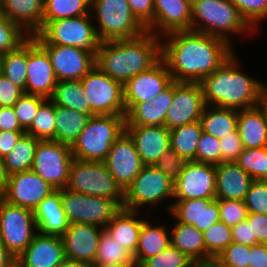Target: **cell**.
Here are the masks:
<instances>
[{"label":"cell","instance_id":"obj_1","mask_svg":"<svg viewBox=\"0 0 267 267\" xmlns=\"http://www.w3.org/2000/svg\"><path fill=\"white\" fill-rule=\"evenodd\" d=\"M164 37L161 58L177 82L200 83L234 52L226 40L192 30Z\"/></svg>","mask_w":267,"mask_h":267},{"label":"cell","instance_id":"obj_2","mask_svg":"<svg viewBox=\"0 0 267 267\" xmlns=\"http://www.w3.org/2000/svg\"><path fill=\"white\" fill-rule=\"evenodd\" d=\"M146 31L132 39L101 42L95 65L106 75L125 84L161 59V39Z\"/></svg>","mask_w":267,"mask_h":267},{"label":"cell","instance_id":"obj_3","mask_svg":"<svg viewBox=\"0 0 267 267\" xmlns=\"http://www.w3.org/2000/svg\"><path fill=\"white\" fill-rule=\"evenodd\" d=\"M234 52L201 82L205 105L236 110L259 105L262 83L239 69Z\"/></svg>","mask_w":267,"mask_h":267},{"label":"cell","instance_id":"obj_4","mask_svg":"<svg viewBox=\"0 0 267 267\" xmlns=\"http://www.w3.org/2000/svg\"><path fill=\"white\" fill-rule=\"evenodd\" d=\"M191 7L192 31L222 38L231 45L232 34L255 33L229 0H191Z\"/></svg>","mask_w":267,"mask_h":267},{"label":"cell","instance_id":"obj_5","mask_svg":"<svg viewBox=\"0 0 267 267\" xmlns=\"http://www.w3.org/2000/svg\"><path fill=\"white\" fill-rule=\"evenodd\" d=\"M126 115H95L71 146L74 159L104 162L112 144L125 132Z\"/></svg>","mask_w":267,"mask_h":267},{"label":"cell","instance_id":"obj_6","mask_svg":"<svg viewBox=\"0 0 267 267\" xmlns=\"http://www.w3.org/2000/svg\"><path fill=\"white\" fill-rule=\"evenodd\" d=\"M92 15H82L54 21H43L42 29L33 37L39 44L73 46L97 57L101 40L92 21ZM91 20V21H90Z\"/></svg>","mask_w":267,"mask_h":267},{"label":"cell","instance_id":"obj_7","mask_svg":"<svg viewBox=\"0 0 267 267\" xmlns=\"http://www.w3.org/2000/svg\"><path fill=\"white\" fill-rule=\"evenodd\" d=\"M91 11L99 23L96 32L101 42L132 39L147 31L133 15L127 0H91Z\"/></svg>","mask_w":267,"mask_h":267},{"label":"cell","instance_id":"obj_8","mask_svg":"<svg viewBox=\"0 0 267 267\" xmlns=\"http://www.w3.org/2000/svg\"><path fill=\"white\" fill-rule=\"evenodd\" d=\"M66 189L75 193L106 197L123 207L124 190L104 162L73 159Z\"/></svg>","mask_w":267,"mask_h":267},{"label":"cell","instance_id":"obj_9","mask_svg":"<svg viewBox=\"0 0 267 267\" xmlns=\"http://www.w3.org/2000/svg\"><path fill=\"white\" fill-rule=\"evenodd\" d=\"M173 184L154 165H144L140 173L124 191V209L140 212L145 205H158L163 199H173Z\"/></svg>","mask_w":267,"mask_h":267},{"label":"cell","instance_id":"obj_10","mask_svg":"<svg viewBox=\"0 0 267 267\" xmlns=\"http://www.w3.org/2000/svg\"><path fill=\"white\" fill-rule=\"evenodd\" d=\"M61 202L70 224L86 223L103 228L122 208L112 199L75 193L66 188L61 189Z\"/></svg>","mask_w":267,"mask_h":267},{"label":"cell","instance_id":"obj_11","mask_svg":"<svg viewBox=\"0 0 267 267\" xmlns=\"http://www.w3.org/2000/svg\"><path fill=\"white\" fill-rule=\"evenodd\" d=\"M80 81L95 115H126L122 83L96 65Z\"/></svg>","mask_w":267,"mask_h":267},{"label":"cell","instance_id":"obj_12","mask_svg":"<svg viewBox=\"0 0 267 267\" xmlns=\"http://www.w3.org/2000/svg\"><path fill=\"white\" fill-rule=\"evenodd\" d=\"M37 232L32 210L3 199L0 201V240L15 258L32 242Z\"/></svg>","mask_w":267,"mask_h":267},{"label":"cell","instance_id":"obj_13","mask_svg":"<svg viewBox=\"0 0 267 267\" xmlns=\"http://www.w3.org/2000/svg\"><path fill=\"white\" fill-rule=\"evenodd\" d=\"M71 146L54 140H40L31 170L58 189L66 188L73 161Z\"/></svg>","mask_w":267,"mask_h":267},{"label":"cell","instance_id":"obj_14","mask_svg":"<svg viewBox=\"0 0 267 267\" xmlns=\"http://www.w3.org/2000/svg\"><path fill=\"white\" fill-rule=\"evenodd\" d=\"M173 199H216V165L186 161L174 181Z\"/></svg>","mask_w":267,"mask_h":267},{"label":"cell","instance_id":"obj_15","mask_svg":"<svg viewBox=\"0 0 267 267\" xmlns=\"http://www.w3.org/2000/svg\"><path fill=\"white\" fill-rule=\"evenodd\" d=\"M173 82L172 75L161 58L153 67L123 84L126 114L137 104L152 101Z\"/></svg>","mask_w":267,"mask_h":267},{"label":"cell","instance_id":"obj_16","mask_svg":"<svg viewBox=\"0 0 267 267\" xmlns=\"http://www.w3.org/2000/svg\"><path fill=\"white\" fill-rule=\"evenodd\" d=\"M205 107L200 83L174 81V96L167 110L165 127L172 130L200 120Z\"/></svg>","mask_w":267,"mask_h":267},{"label":"cell","instance_id":"obj_17","mask_svg":"<svg viewBox=\"0 0 267 267\" xmlns=\"http://www.w3.org/2000/svg\"><path fill=\"white\" fill-rule=\"evenodd\" d=\"M56 190L32 170L16 172L8 175L3 200L34 212L39 203Z\"/></svg>","mask_w":267,"mask_h":267},{"label":"cell","instance_id":"obj_18","mask_svg":"<svg viewBox=\"0 0 267 267\" xmlns=\"http://www.w3.org/2000/svg\"><path fill=\"white\" fill-rule=\"evenodd\" d=\"M57 82L47 51L30 36L27 39L26 93L49 99Z\"/></svg>","mask_w":267,"mask_h":267},{"label":"cell","instance_id":"obj_19","mask_svg":"<svg viewBox=\"0 0 267 267\" xmlns=\"http://www.w3.org/2000/svg\"><path fill=\"white\" fill-rule=\"evenodd\" d=\"M40 45L47 51L58 81L81 80L95 66L96 59L77 47Z\"/></svg>","mask_w":267,"mask_h":267},{"label":"cell","instance_id":"obj_20","mask_svg":"<svg viewBox=\"0 0 267 267\" xmlns=\"http://www.w3.org/2000/svg\"><path fill=\"white\" fill-rule=\"evenodd\" d=\"M104 163L124 191L144 166L133 140L126 132L112 144Z\"/></svg>","mask_w":267,"mask_h":267},{"label":"cell","instance_id":"obj_21","mask_svg":"<svg viewBox=\"0 0 267 267\" xmlns=\"http://www.w3.org/2000/svg\"><path fill=\"white\" fill-rule=\"evenodd\" d=\"M104 228L86 223H73L61 236L64 244L65 258L94 264L99 239Z\"/></svg>","mask_w":267,"mask_h":267},{"label":"cell","instance_id":"obj_22","mask_svg":"<svg viewBox=\"0 0 267 267\" xmlns=\"http://www.w3.org/2000/svg\"><path fill=\"white\" fill-rule=\"evenodd\" d=\"M153 4L154 21L148 32L161 37L159 35L191 30V0H153Z\"/></svg>","mask_w":267,"mask_h":267},{"label":"cell","instance_id":"obj_23","mask_svg":"<svg viewBox=\"0 0 267 267\" xmlns=\"http://www.w3.org/2000/svg\"><path fill=\"white\" fill-rule=\"evenodd\" d=\"M64 259L62 237L37 232L16 262L21 267H57Z\"/></svg>","mask_w":267,"mask_h":267},{"label":"cell","instance_id":"obj_24","mask_svg":"<svg viewBox=\"0 0 267 267\" xmlns=\"http://www.w3.org/2000/svg\"><path fill=\"white\" fill-rule=\"evenodd\" d=\"M144 165H154L170 148V131L165 126H125Z\"/></svg>","mask_w":267,"mask_h":267},{"label":"cell","instance_id":"obj_25","mask_svg":"<svg viewBox=\"0 0 267 267\" xmlns=\"http://www.w3.org/2000/svg\"><path fill=\"white\" fill-rule=\"evenodd\" d=\"M168 210L174 220L195 226L201 232L220 221L218 199L176 200Z\"/></svg>","mask_w":267,"mask_h":267},{"label":"cell","instance_id":"obj_26","mask_svg":"<svg viewBox=\"0 0 267 267\" xmlns=\"http://www.w3.org/2000/svg\"><path fill=\"white\" fill-rule=\"evenodd\" d=\"M0 11L29 36L42 29L44 0H0Z\"/></svg>","mask_w":267,"mask_h":267},{"label":"cell","instance_id":"obj_27","mask_svg":"<svg viewBox=\"0 0 267 267\" xmlns=\"http://www.w3.org/2000/svg\"><path fill=\"white\" fill-rule=\"evenodd\" d=\"M252 181L236 162H222L216 165V199L244 201Z\"/></svg>","mask_w":267,"mask_h":267},{"label":"cell","instance_id":"obj_28","mask_svg":"<svg viewBox=\"0 0 267 267\" xmlns=\"http://www.w3.org/2000/svg\"><path fill=\"white\" fill-rule=\"evenodd\" d=\"M37 231L46 235L62 236L69 221L61 202V189L43 199L34 210Z\"/></svg>","mask_w":267,"mask_h":267},{"label":"cell","instance_id":"obj_29","mask_svg":"<svg viewBox=\"0 0 267 267\" xmlns=\"http://www.w3.org/2000/svg\"><path fill=\"white\" fill-rule=\"evenodd\" d=\"M237 130L244 148L267 147V117L259 105L239 110Z\"/></svg>","mask_w":267,"mask_h":267},{"label":"cell","instance_id":"obj_30","mask_svg":"<svg viewBox=\"0 0 267 267\" xmlns=\"http://www.w3.org/2000/svg\"><path fill=\"white\" fill-rule=\"evenodd\" d=\"M138 211L121 208L104 230L133 255L137 250L142 224L145 219L137 218Z\"/></svg>","mask_w":267,"mask_h":267},{"label":"cell","instance_id":"obj_31","mask_svg":"<svg viewBox=\"0 0 267 267\" xmlns=\"http://www.w3.org/2000/svg\"><path fill=\"white\" fill-rule=\"evenodd\" d=\"M144 221L139 234L137 250L133 255L137 267L146 259L164 251L170 244V235L165 225L150 224Z\"/></svg>","mask_w":267,"mask_h":267},{"label":"cell","instance_id":"obj_32","mask_svg":"<svg viewBox=\"0 0 267 267\" xmlns=\"http://www.w3.org/2000/svg\"><path fill=\"white\" fill-rule=\"evenodd\" d=\"M172 227L171 245L185 253L192 260L206 263V247L203 233L195 226L177 222Z\"/></svg>","mask_w":267,"mask_h":267},{"label":"cell","instance_id":"obj_33","mask_svg":"<svg viewBox=\"0 0 267 267\" xmlns=\"http://www.w3.org/2000/svg\"><path fill=\"white\" fill-rule=\"evenodd\" d=\"M239 110L205 105L200 122L204 133L223 138L237 130Z\"/></svg>","mask_w":267,"mask_h":267},{"label":"cell","instance_id":"obj_34","mask_svg":"<svg viewBox=\"0 0 267 267\" xmlns=\"http://www.w3.org/2000/svg\"><path fill=\"white\" fill-rule=\"evenodd\" d=\"M85 96L80 80H67L57 82L49 99L55 106L69 108L93 117L95 114L91 111L90 104Z\"/></svg>","mask_w":267,"mask_h":267},{"label":"cell","instance_id":"obj_35","mask_svg":"<svg viewBox=\"0 0 267 267\" xmlns=\"http://www.w3.org/2000/svg\"><path fill=\"white\" fill-rule=\"evenodd\" d=\"M90 118L88 114L56 106V141L72 146Z\"/></svg>","mask_w":267,"mask_h":267},{"label":"cell","instance_id":"obj_36","mask_svg":"<svg viewBox=\"0 0 267 267\" xmlns=\"http://www.w3.org/2000/svg\"><path fill=\"white\" fill-rule=\"evenodd\" d=\"M170 131V148L185 161H195L197 145L203 133L200 120Z\"/></svg>","mask_w":267,"mask_h":267},{"label":"cell","instance_id":"obj_37","mask_svg":"<svg viewBox=\"0 0 267 267\" xmlns=\"http://www.w3.org/2000/svg\"><path fill=\"white\" fill-rule=\"evenodd\" d=\"M39 141L27 133L20 137L13 150L2 159L8 175L31 170Z\"/></svg>","mask_w":267,"mask_h":267},{"label":"cell","instance_id":"obj_38","mask_svg":"<svg viewBox=\"0 0 267 267\" xmlns=\"http://www.w3.org/2000/svg\"><path fill=\"white\" fill-rule=\"evenodd\" d=\"M0 72L26 93L27 40L17 49L0 56Z\"/></svg>","mask_w":267,"mask_h":267},{"label":"cell","instance_id":"obj_39","mask_svg":"<svg viewBox=\"0 0 267 267\" xmlns=\"http://www.w3.org/2000/svg\"><path fill=\"white\" fill-rule=\"evenodd\" d=\"M91 14V0H44L43 21Z\"/></svg>","mask_w":267,"mask_h":267},{"label":"cell","instance_id":"obj_40","mask_svg":"<svg viewBox=\"0 0 267 267\" xmlns=\"http://www.w3.org/2000/svg\"><path fill=\"white\" fill-rule=\"evenodd\" d=\"M56 106L46 99L39 107L36 117L25 133L39 140L56 141Z\"/></svg>","mask_w":267,"mask_h":267},{"label":"cell","instance_id":"obj_41","mask_svg":"<svg viewBox=\"0 0 267 267\" xmlns=\"http://www.w3.org/2000/svg\"><path fill=\"white\" fill-rule=\"evenodd\" d=\"M166 108L152 101L137 103L125 116V126H165Z\"/></svg>","mask_w":267,"mask_h":267},{"label":"cell","instance_id":"obj_42","mask_svg":"<svg viewBox=\"0 0 267 267\" xmlns=\"http://www.w3.org/2000/svg\"><path fill=\"white\" fill-rule=\"evenodd\" d=\"M105 263L135 264V261L133 254L104 230L99 239V246L94 264Z\"/></svg>","mask_w":267,"mask_h":267},{"label":"cell","instance_id":"obj_43","mask_svg":"<svg viewBox=\"0 0 267 267\" xmlns=\"http://www.w3.org/2000/svg\"><path fill=\"white\" fill-rule=\"evenodd\" d=\"M202 233L206 247V263L210 265L233 242L232 231L231 227L222 221H218Z\"/></svg>","mask_w":267,"mask_h":267},{"label":"cell","instance_id":"obj_44","mask_svg":"<svg viewBox=\"0 0 267 267\" xmlns=\"http://www.w3.org/2000/svg\"><path fill=\"white\" fill-rule=\"evenodd\" d=\"M236 163L253 180H267V147L244 148Z\"/></svg>","mask_w":267,"mask_h":267},{"label":"cell","instance_id":"obj_45","mask_svg":"<svg viewBox=\"0 0 267 267\" xmlns=\"http://www.w3.org/2000/svg\"><path fill=\"white\" fill-rule=\"evenodd\" d=\"M30 36L0 11V56L17 49Z\"/></svg>","mask_w":267,"mask_h":267},{"label":"cell","instance_id":"obj_46","mask_svg":"<svg viewBox=\"0 0 267 267\" xmlns=\"http://www.w3.org/2000/svg\"><path fill=\"white\" fill-rule=\"evenodd\" d=\"M250 246L236 242L229 244L213 261L214 267H248Z\"/></svg>","mask_w":267,"mask_h":267},{"label":"cell","instance_id":"obj_47","mask_svg":"<svg viewBox=\"0 0 267 267\" xmlns=\"http://www.w3.org/2000/svg\"><path fill=\"white\" fill-rule=\"evenodd\" d=\"M241 17L256 32L258 23L267 18V0H229Z\"/></svg>","mask_w":267,"mask_h":267},{"label":"cell","instance_id":"obj_48","mask_svg":"<svg viewBox=\"0 0 267 267\" xmlns=\"http://www.w3.org/2000/svg\"><path fill=\"white\" fill-rule=\"evenodd\" d=\"M45 100L42 96L24 93L14 104L16 117L25 131L31 126L40 105Z\"/></svg>","mask_w":267,"mask_h":267},{"label":"cell","instance_id":"obj_49","mask_svg":"<svg viewBox=\"0 0 267 267\" xmlns=\"http://www.w3.org/2000/svg\"><path fill=\"white\" fill-rule=\"evenodd\" d=\"M192 259L171 244L157 255L146 259L139 267H184Z\"/></svg>","mask_w":267,"mask_h":267},{"label":"cell","instance_id":"obj_50","mask_svg":"<svg viewBox=\"0 0 267 267\" xmlns=\"http://www.w3.org/2000/svg\"><path fill=\"white\" fill-rule=\"evenodd\" d=\"M195 162L213 165L221 164V146L219 138L203 132L197 145Z\"/></svg>","mask_w":267,"mask_h":267},{"label":"cell","instance_id":"obj_51","mask_svg":"<svg viewBox=\"0 0 267 267\" xmlns=\"http://www.w3.org/2000/svg\"><path fill=\"white\" fill-rule=\"evenodd\" d=\"M244 203L248 213L267 215V180H253Z\"/></svg>","mask_w":267,"mask_h":267},{"label":"cell","instance_id":"obj_52","mask_svg":"<svg viewBox=\"0 0 267 267\" xmlns=\"http://www.w3.org/2000/svg\"><path fill=\"white\" fill-rule=\"evenodd\" d=\"M220 221L233 227L246 220L248 211L242 200L218 199Z\"/></svg>","mask_w":267,"mask_h":267},{"label":"cell","instance_id":"obj_53","mask_svg":"<svg viewBox=\"0 0 267 267\" xmlns=\"http://www.w3.org/2000/svg\"><path fill=\"white\" fill-rule=\"evenodd\" d=\"M185 163L179 153L169 148L154 166L174 182L180 176Z\"/></svg>","mask_w":267,"mask_h":267},{"label":"cell","instance_id":"obj_54","mask_svg":"<svg viewBox=\"0 0 267 267\" xmlns=\"http://www.w3.org/2000/svg\"><path fill=\"white\" fill-rule=\"evenodd\" d=\"M219 142L221 146V163L236 162L244 149L238 130L220 138Z\"/></svg>","mask_w":267,"mask_h":267},{"label":"cell","instance_id":"obj_55","mask_svg":"<svg viewBox=\"0 0 267 267\" xmlns=\"http://www.w3.org/2000/svg\"><path fill=\"white\" fill-rule=\"evenodd\" d=\"M133 15L148 29L154 21L153 0H127Z\"/></svg>","mask_w":267,"mask_h":267},{"label":"cell","instance_id":"obj_56","mask_svg":"<svg viewBox=\"0 0 267 267\" xmlns=\"http://www.w3.org/2000/svg\"><path fill=\"white\" fill-rule=\"evenodd\" d=\"M24 91L0 72V107H13Z\"/></svg>","mask_w":267,"mask_h":267},{"label":"cell","instance_id":"obj_57","mask_svg":"<svg viewBox=\"0 0 267 267\" xmlns=\"http://www.w3.org/2000/svg\"><path fill=\"white\" fill-rule=\"evenodd\" d=\"M246 221L251 225L252 238H257L258 243L267 244V215L248 213Z\"/></svg>","mask_w":267,"mask_h":267},{"label":"cell","instance_id":"obj_58","mask_svg":"<svg viewBox=\"0 0 267 267\" xmlns=\"http://www.w3.org/2000/svg\"><path fill=\"white\" fill-rule=\"evenodd\" d=\"M233 242L253 246L258 244L257 238H252L251 225L246 220L231 227Z\"/></svg>","mask_w":267,"mask_h":267},{"label":"cell","instance_id":"obj_59","mask_svg":"<svg viewBox=\"0 0 267 267\" xmlns=\"http://www.w3.org/2000/svg\"><path fill=\"white\" fill-rule=\"evenodd\" d=\"M0 131H25L20 126L13 107H0Z\"/></svg>","mask_w":267,"mask_h":267},{"label":"cell","instance_id":"obj_60","mask_svg":"<svg viewBox=\"0 0 267 267\" xmlns=\"http://www.w3.org/2000/svg\"><path fill=\"white\" fill-rule=\"evenodd\" d=\"M25 131H0V158L7 156Z\"/></svg>","mask_w":267,"mask_h":267},{"label":"cell","instance_id":"obj_61","mask_svg":"<svg viewBox=\"0 0 267 267\" xmlns=\"http://www.w3.org/2000/svg\"><path fill=\"white\" fill-rule=\"evenodd\" d=\"M248 267H267V244L258 243L250 246Z\"/></svg>","mask_w":267,"mask_h":267},{"label":"cell","instance_id":"obj_62","mask_svg":"<svg viewBox=\"0 0 267 267\" xmlns=\"http://www.w3.org/2000/svg\"><path fill=\"white\" fill-rule=\"evenodd\" d=\"M174 96V81L162 92L158 94L156 98L152 100L153 105H157L160 108H166V111L170 108L173 102Z\"/></svg>","mask_w":267,"mask_h":267},{"label":"cell","instance_id":"obj_63","mask_svg":"<svg viewBox=\"0 0 267 267\" xmlns=\"http://www.w3.org/2000/svg\"><path fill=\"white\" fill-rule=\"evenodd\" d=\"M16 258L6 249L0 240V267H11Z\"/></svg>","mask_w":267,"mask_h":267},{"label":"cell","instance_id":"obj_64","mask_svg":"<svg viewBox=\"0 0 267 267\" xmlns=\"http://www.w3.org/2000/svg\"><path fill=\"white\" fill-rule=\"evenodd\" d=\"M8 182V174L6 173L3 160L0 158V196L3 198Z\"/></svg>","mask_w":267,"mask_h":267},{"label":"cell","instance_id":"obj_65","mask_svg":"<svg viewBox=\"0 0 267 267\" xmlns=\"http://www.w3.org/2000/svg\"><path fill=\"white\" fill-rule=\"evenodd\" d=\"M259 106L264 110L267 117V84L262 83Z\"/></svg>","mask_w":267,"mask_h":267},{"label":"cell","instance_id":"obj_66","mask_svg":"<svg viewBox=\"0 0 267 267\" xmlns=\"http://www.w3.org/2000/svg\"><path fill=\"white\" fill-rule=\"evenodd\" d=\"M57 267H90L89 264L65 258Z\"/></svg>","mask_w":267,"mask_h":267},{"label":"cell","instance_id":"obj_67","mask_svg":"<svg viewBox=\"0 0 267 267\" xmlns=\"http://www.w3.org/2000/svg\"><path fill=\"white\" fill-rule=\"evenodd\" d=\"M90 267H137L136 264H112V263H105V264H92Z\"/></svg>","mask_w":267,"mask_h":267},{"label":"cell","instance_id":"obj_68","mask_svg":"<svg viewBox=\"0 0 267 267\" xmlns=\"http://www.w3.org/2000/svg\"><path fill=\"white\" fill-rule=\"evenodd\" d=\"M208 264L200 260H191L184 267H206Z\"/></svg>","mask_w":267,"mask_h":267},{"label":"cell","instance_id":"obj_69","mask_svg":"<svg viewBox=\"0 0 267 267\" xmlns=\"http://www.w3.org/2000/svg\"><path fill=\"white\" fill-rule=\"evenodd\" d=\"M11 267H21L17 262H15Z\"/></svg>","mask_w":267,"mask_h":267},{"label":"cell","instance_id":"obj_70","mask_svg":"<svg viewBox=\"0 0 267 267\" xmlns=\"http://www.w3.org/2000/svg\"><path fill=\"white\" fill-rule=\"evenodd\" d=\"M206 267H214L212 264H210V265H207Z\"/></svg>","mask_w":267,"mask_h":267}]
</instances>
